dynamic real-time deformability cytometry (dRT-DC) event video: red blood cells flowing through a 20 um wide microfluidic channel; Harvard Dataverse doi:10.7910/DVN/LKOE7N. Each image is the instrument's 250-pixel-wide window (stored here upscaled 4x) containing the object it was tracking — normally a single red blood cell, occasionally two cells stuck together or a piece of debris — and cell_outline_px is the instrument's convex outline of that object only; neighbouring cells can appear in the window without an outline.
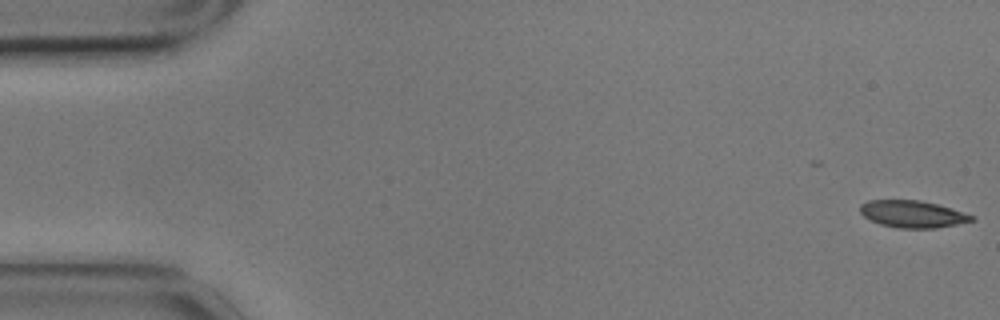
{"species": "common noctule bat (a hibernating species)", "species_latin": "Nyctalus noctula", "temperature_condition": "cold", "stored_images_in_passage": 37, "camera_frame_rate_fps": 3000, "um_per_image_px": 0.085, "animal": {"sex": "male", "body_mass_g": 17.9}, "frame": {"image": 1, "passage_image": 1, "time_ms": 0.0, "image_size_px": [1000, 320], "cell_outline_px": [[976, 220], [936, 228], [896, 228], [880, 224], [864, 216], [860, 212], [860, 204], [868, 200], [920, 200], [936, 204], [976, 216]], "centroid_in_image_um": [77.57, 18.19], "position_along_channel_um": 7.4, "area_um2": 17.51}}
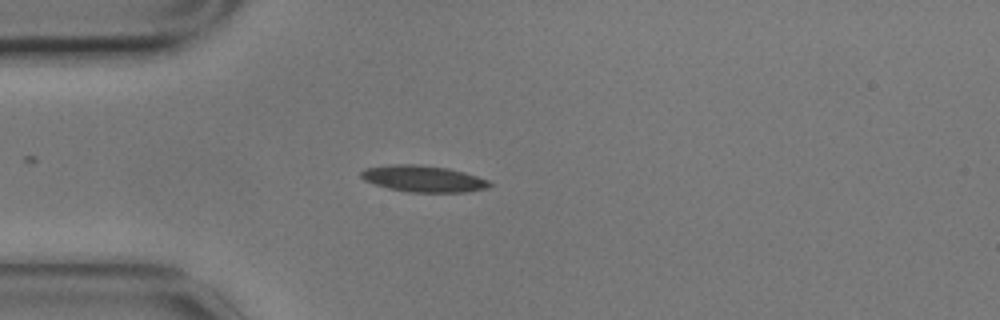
{"frame": {"image": 2, "passage_image": 15, "time_ms": 4.667, "image_size_px": [1000, 320], "cell_outline_px": [[492, 184], [488, 188], [468, 192], [408, 192], [388, 188], [364, 180], [360, 176], [360, 172], [364, 168], [392, 164], [420, 164], [448, 168], [464, 172], [488, 180]], "centroid_in_image_um": [35.98, 15.19], "position_along_channel_um": 49.0, "area_um2": 19.88}}